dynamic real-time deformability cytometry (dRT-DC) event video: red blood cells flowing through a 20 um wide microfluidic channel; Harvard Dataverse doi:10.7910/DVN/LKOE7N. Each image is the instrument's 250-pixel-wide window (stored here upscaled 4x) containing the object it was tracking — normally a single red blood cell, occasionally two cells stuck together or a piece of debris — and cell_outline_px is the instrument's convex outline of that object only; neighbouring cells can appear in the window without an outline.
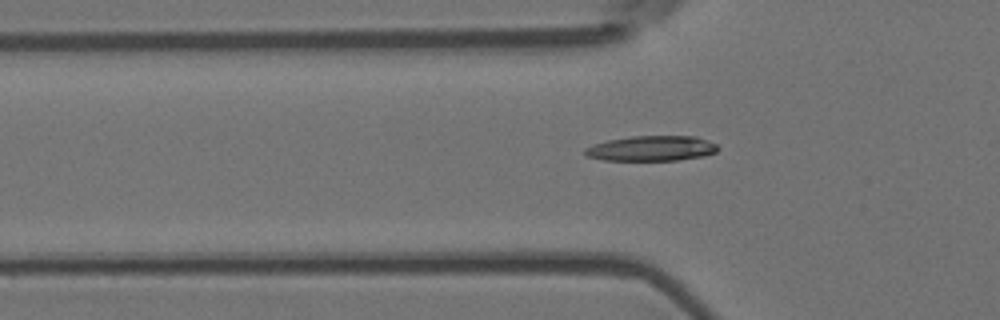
{"species": "Egyptian fruit bat (a non-hibernating species)", "species_latin": "Rousettus aegyptiacus", "temperature_condition": "room temperature", "stored_images_in_passage": 52, "camera_frame_rate_fps": 3000, "um_per_image_px": 0.085, "animal": {"sex": "female"}, "frame": {"image": 1, "passage_image": 18, "time_ms": 5.667, "image_size_px": [1000, 320], "cell_outline_px": [[720, 148], [716, 152], [704, 156], [676, 160], [604, 160], [584, 156], [584, 148], [592, 144], [608, 140], [632, 136], [696, 136], [708, 140], [716, 144]], "centroid_in_image_um": [55.37, 12.61], "position_along_channel_um": 70.4, "area_um2": 19.65}}
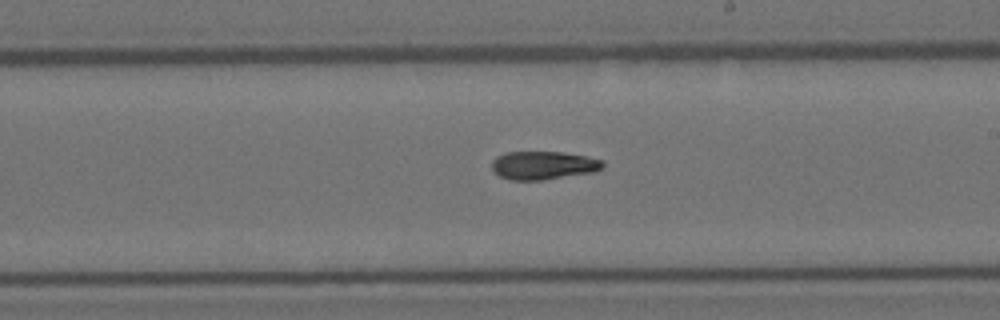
{"frame": {"image": 2, "passage_image": 32, "time_ms": 10.333, "image_size_px": [1000, 320], "cell_outline_px": [[604, 168], [596, 172], [544, 180], [508, 180], [492, 172], [492, 160], [496, 156], [504, 152], [560, 152], [584, 156], [604, 160]], "centroid_in_image_um": [46.18, 14.06], "position_along_channel_um": 242.8, "area_um2": 18.61}}
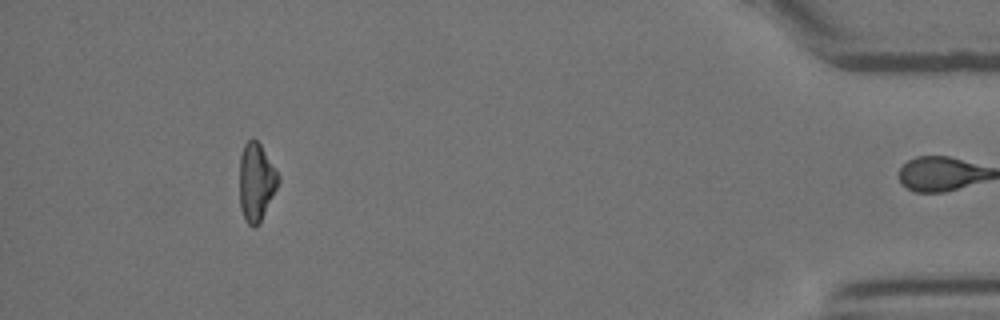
{"frame": {"image": 3, "passage_image": 51, "time_ms": 16.667, "image_size_px": [1000, 320], "cell_outline_px": [[280, 180], [260, 224], [256, 228], [252, 228], [244, 220], [240, 208], [240, 156], [244, 144], [252, 136], [260, 144], [280, 176]], "centroid_in_image_um": [21.77, 15.5], "position_along_channel_um": 413.4, "area_um2": 17.8}, "authors_computed_cell_mechanics": {"area_um2": 18.7561, "velocity_mm_per_s": 3.688, "shape_relaxation_time_tau1_ms": 7.4931, "shape_relaxation_time_tau2_ms": null, "deformation_change_tau1": 0.1821, "deformation_change_tau2": null}}